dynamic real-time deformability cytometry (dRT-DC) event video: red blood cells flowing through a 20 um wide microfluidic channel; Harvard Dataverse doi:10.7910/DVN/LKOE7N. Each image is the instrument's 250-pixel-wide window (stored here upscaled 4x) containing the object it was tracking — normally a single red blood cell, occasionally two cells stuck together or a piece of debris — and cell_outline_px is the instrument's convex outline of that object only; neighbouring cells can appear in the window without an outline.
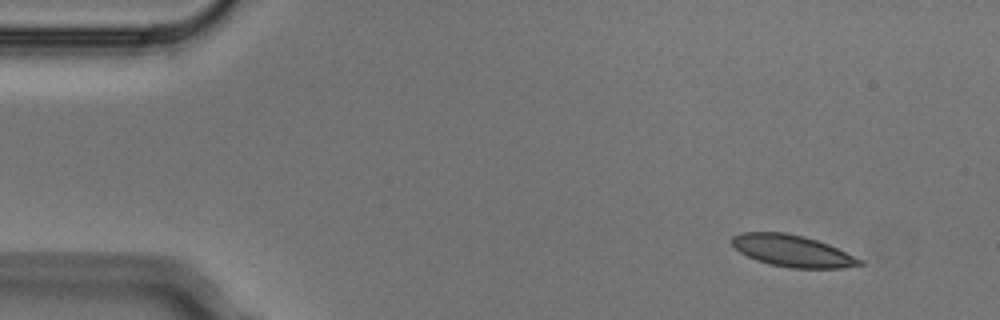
{"species": "Egyptian fruit bat (a non-hibernating species)", "species_latin": "Rousettus aegyptiacus", "temperature_condition": "cold", "stored_images_in_passage": 5, "camera_frame_rate_fps": 3000, "um_per_image_px": 0.085, "animal": {"sex": "male"}, "frame": {"image": 1, "passage_image": 1, "time_ms": 0.0, "image_size_px": [1000, 320], "cell_outline_px": [[864, 264], [840, 268], [788, 268], [768, 264], [756, 260], [740, 252], [732, 244], [732, 236], [744, 232], [784, 232], [804, 236], [828, 244], [864, 260]], "centroid_in_image_um": [67.36, 21.33], "position_along_channel_um": 17.6, "area_um2": 23.58}}
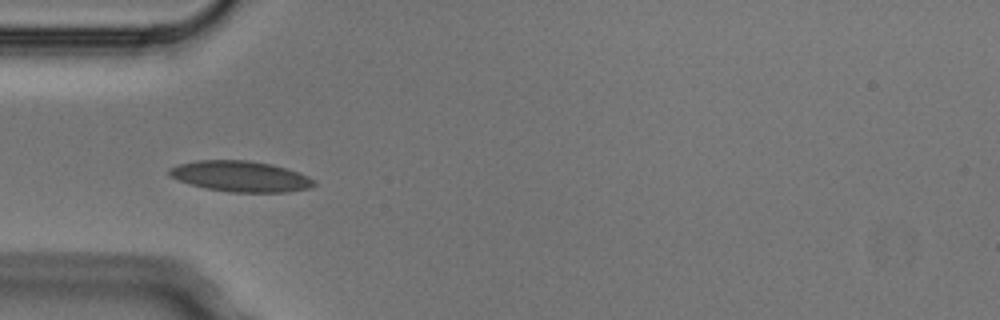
{"frame": {"image": 2, "passage_image": 4, "time_ms": 1.0, "image_size_px": [1000, 320], "cell_outline_px": [[316, 184], [312, 188], [288, 192], [232, 192], [204, 188], [168, 176], [168, 168], [180, 164], [196, 160], [248, 160], [272, 164], [308, 176], [316, 180]], "centroid_in_image_um": [20.46, 14.99], "position_along_channel_um": 64.5, "area_um2": 25.95}}
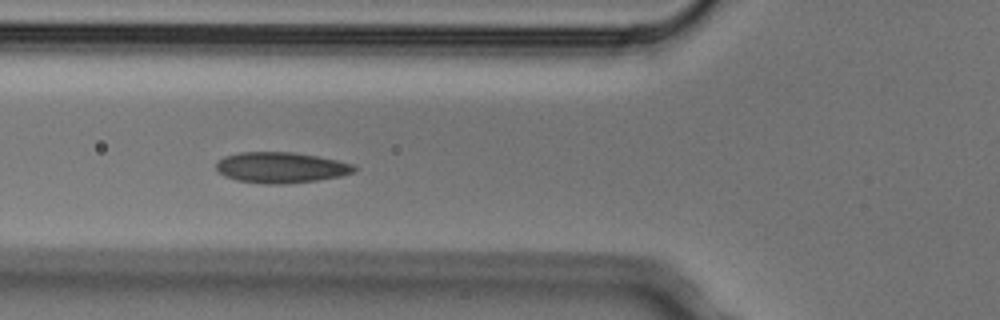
{"frame": {"image": 3, "passage_image": 5, "time_ms": 1.333, "image_size_px": [1000, 320], "cell_outline_px": [[360, 168], [352, 172], [340, 176], [316, 180], [284, 184], [268, 184], [236, 180], [224, 176], [216, 168], [216, 164], [224, 156], [240, 152], [292, 152], [316, 156], [336, 160], [352, 164]], "centroid_in_image_um": [23.87, 14.24], "position_along_channel_um": 101.9, "area_um2": 24.57}}